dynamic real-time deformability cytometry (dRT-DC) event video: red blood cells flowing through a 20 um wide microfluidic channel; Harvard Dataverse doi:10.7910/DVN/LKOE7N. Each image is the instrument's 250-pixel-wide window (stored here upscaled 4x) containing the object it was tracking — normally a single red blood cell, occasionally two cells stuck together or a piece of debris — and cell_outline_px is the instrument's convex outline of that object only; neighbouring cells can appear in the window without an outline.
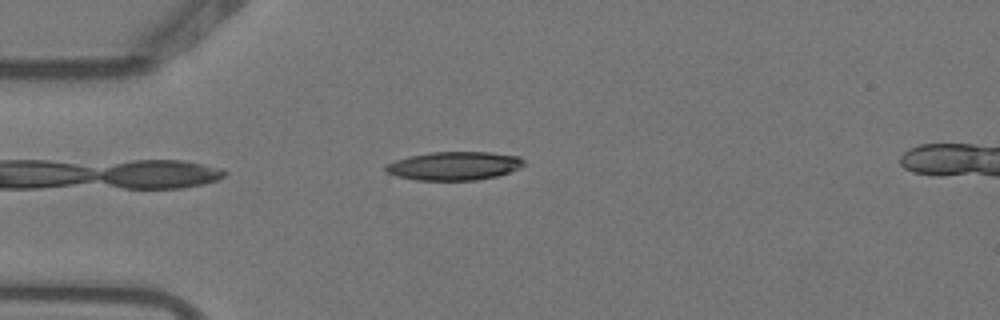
{"species": "Egyptian fruit bat (a non-hibernating species)", "species_latin": "Rousettus aegyptiacus", "temperature_condition": "warm", "stored_images_in_passage": 2, "segment_of_instrument_passage": [1, 2], "camera_frame_rate_fps": 3000, "um_per_image_px": 0.085, "animal": {"sex": "female"}, "frame": {"image": 1, "passage_image": 1, "time_ms": 0.0, "image_size_px": [1000, 320], "cell_outline_px": [[524, 164], [520, 168], [496, 176], [476, 180], [416, 180], [396, 176], [388, 172], [384, 168], [384, 164], [408, 156], [432, 152], [492, 152], [520, 156], [524, 160]], "centroid_in_image_um": [38.6, 14.09], "position_along_channel_um": 46.4, "area_um2": 23.0}}